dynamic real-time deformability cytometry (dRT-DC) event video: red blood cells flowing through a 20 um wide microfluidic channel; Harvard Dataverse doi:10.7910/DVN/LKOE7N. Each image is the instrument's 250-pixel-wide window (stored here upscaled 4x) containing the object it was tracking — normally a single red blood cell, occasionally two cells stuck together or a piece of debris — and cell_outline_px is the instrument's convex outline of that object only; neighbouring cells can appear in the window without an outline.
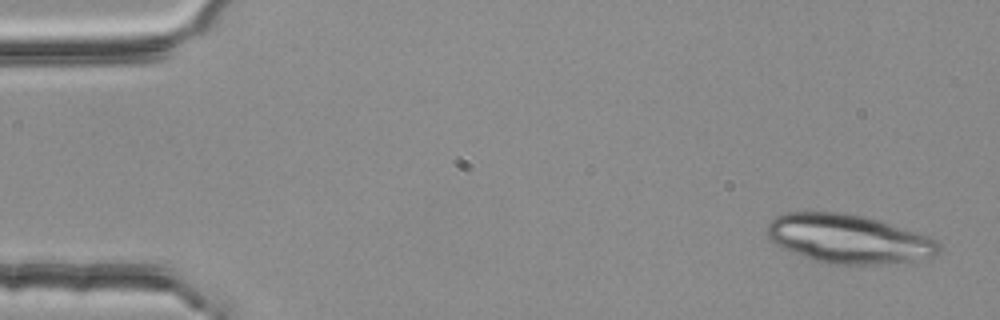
{"species": "common noctule bat (a hibernating species)", "species_latin": "Nyctalus noctula", "temperature_condition": "room temperature", "stored_images_in_passage": 3, "camera_frame_rate_fps": 3000, "um_per_image_px": 0.085, "animal": {"sex": "female", "body_mass_g": 25.1}, "frame": {"image": 1, "passage_image": 1, "time_ms": 0.0, "image_size_px": [1000, 320], "cell_outline_px": [[940, 252], [936, 256], [916, 260], [884, 264], [828, 264], [792, 252], [768, 240], [764, 228], [776, 216], [788, 212], [840, 212], [864, 216], [880, 220], [928, 236], [936, 240], [940, 244]], "centroid_in_image_um": [72.12, 20.3], "position_along_channel_um": 12.9, "area_um2": 48.96}}